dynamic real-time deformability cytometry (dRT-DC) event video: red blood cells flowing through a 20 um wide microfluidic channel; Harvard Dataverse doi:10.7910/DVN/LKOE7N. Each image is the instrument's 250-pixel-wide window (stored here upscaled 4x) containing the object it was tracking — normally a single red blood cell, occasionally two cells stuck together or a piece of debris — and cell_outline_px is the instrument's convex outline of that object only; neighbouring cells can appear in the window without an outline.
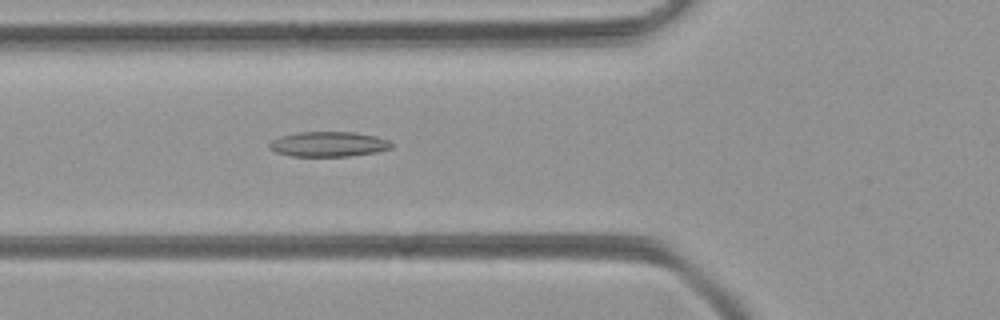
{"species": "common noctule bat (a hibernating species)", "species_latin": "Nyctalus noctula", "temperature_condition": "room temperature", "stored_images_in_passage": 42, "camera_frame_rate_fps": 3000, "um_per_image_px": 0.085, "animal": {"sex": "female", "body_mass_g": 21.9}, "frame": {"image": 1, "passage_image": 16, "time_ms": 5.0, "image_size_px": [1000, 320], "cell_outline_px": [[392, 148], [376, 152], [348, 156], [292, 156], [276, 152], [268, 148], [268, 144], [272, 140], [280, 136], [296, 132], [352, 132], [376, 136], [388, 140], [392, 144]], "centroid_in_image_um": [27.89, 12.25], "position_along_channel_um": 97.9, "area_um2": 17.8}}
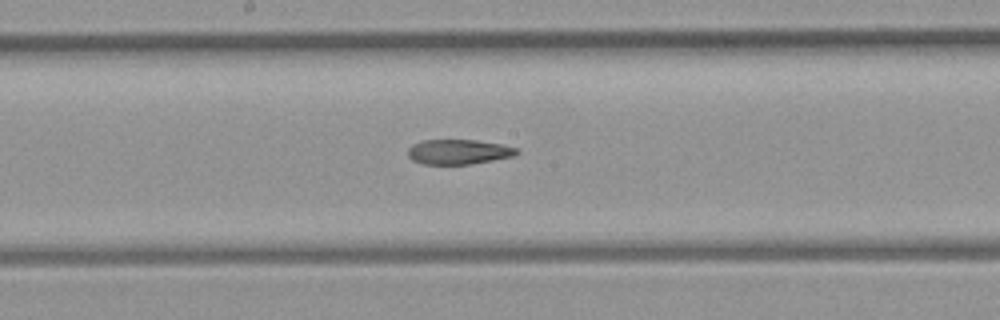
{"frame": {"image": 2, "passage_image": 24, "time_ms": 7.667, "image_size_px": [1000, 320], "cell_outline_px": [[520, 152], [516, 156], [468, 164], [424, 164], [412, 160], [408, 156], [408, 148], [412, 144], [424, 140], [476, 140], [500, 144], [516, 148]], "centroid_in_image_um": [38.97, 12.9], "position_along_channel_um": 209.2, "area_um2": 15.72}}
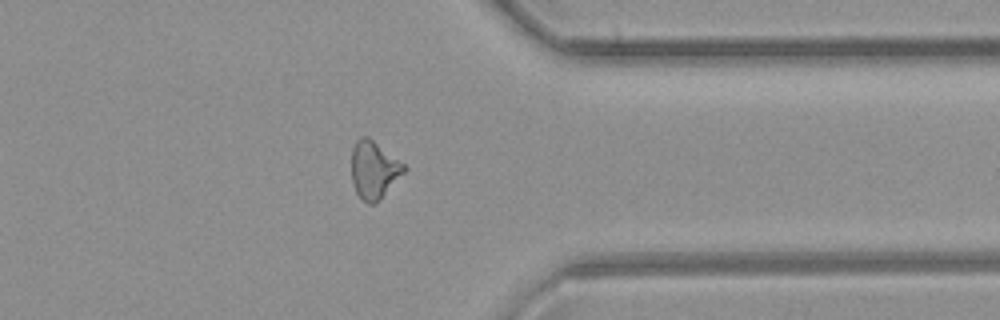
{"frame": {"image": 3, "passage_image": 37, "time_ms": 12.0, "image_size_px": [1000, 320], "cell_outline_px": [[408, 168], [372, 204], [368, 204], [356, 192], [352, 184], [352, 148], [356, 140], [360, 136], [368, 136], [404, 164]], "centroid_in_image_um": [31.75, 14.37], "position_along_channel_um": 379.7, "area_um2": 17.05}}